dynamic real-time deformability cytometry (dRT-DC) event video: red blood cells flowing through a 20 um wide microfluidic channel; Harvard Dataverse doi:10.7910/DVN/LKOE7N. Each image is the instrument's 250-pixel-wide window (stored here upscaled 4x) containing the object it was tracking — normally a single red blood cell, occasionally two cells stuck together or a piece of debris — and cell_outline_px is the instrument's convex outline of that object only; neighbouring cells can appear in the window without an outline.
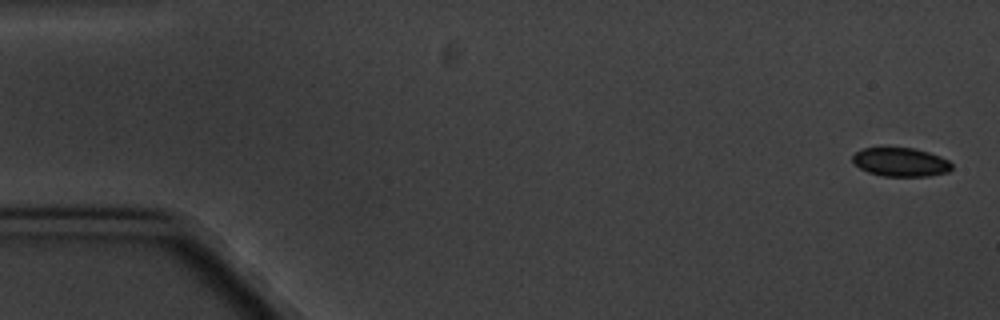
{"species": "common noctule bat (a hibernating species)", "species_latin": "Nyctalus noctula", "temperature_condition": "cold", "stored_images_in_passage": 7, "camera_frame_rate_fps": 3000, "um_per_image_px": 0.085, "animal": {"sex": "male", "body_mass_g": 20.1, "forearm_length_mm": 53.5}, "frame": {"image": 1, "passage_image": 1, "time_ms": 0.0, "image_size_px": [1000, 320], "cell_outline_px": [[952, 168], [948, 172], [928, 176], [884, 176], [868, 172], [860, 168], [852, 160], [852, 156], [856, 152], [864, 148], [916, 148], [940, 156], [948, 160], [952, 164]], "centroid_in_image_um": [76.57, 13.78], "position_along_channel_um": 8.4, "area_um2": 16.53}}
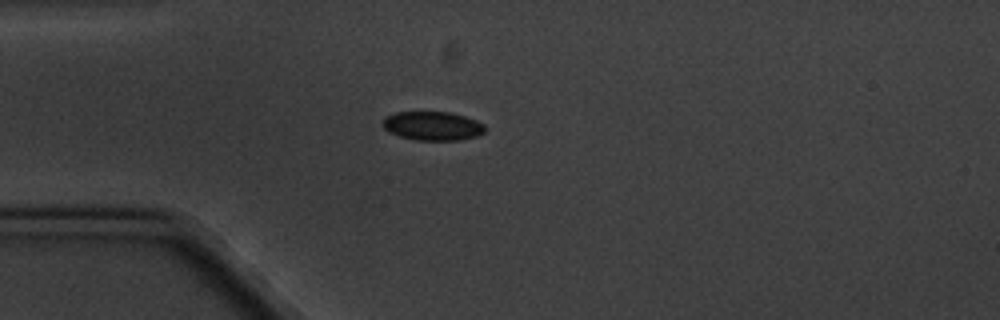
{"frame": {"image": 2, "passage_image": 5, "time_ms": 4.667, "image_size_px": [1000, 320], "cell_outline_px": [[484, 132], [476, 136], [456, 140], [416, 140], [400, 136], [388, 132], [384, 128], [384, 116], [396, 112], [452, 112], [476, 120], [484, 124]], "centroid_in_image_um": [36.76, 10.69], "position_along_channel_um": 48.2, "area_um2": 17.11}}